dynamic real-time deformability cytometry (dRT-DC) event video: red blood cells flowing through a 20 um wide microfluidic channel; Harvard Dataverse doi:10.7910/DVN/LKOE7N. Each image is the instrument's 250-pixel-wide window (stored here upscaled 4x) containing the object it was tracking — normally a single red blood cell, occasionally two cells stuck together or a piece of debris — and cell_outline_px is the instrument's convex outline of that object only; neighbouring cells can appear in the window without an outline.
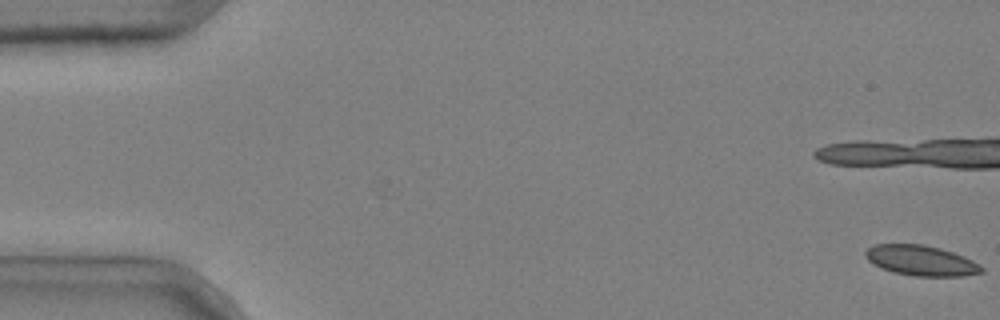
{"species": "common noctule bat (a hibernating species)", "species_latin": "Nyctalus noctula", "temperature_condition": "cold", "stored_images_in_passage": 5, "camera_frame_rate_fps": 3000, "um_per_image_px": 0.085, "animal": {"sex": "male", "body_mass_g": 20.4}, "frame": {"image": 1, "passage_image": 1, "time_ms": 0.0, "image_size_px": [1000, 320], "cell_outline_px": [[984, 272], [964, 276], [916, 276], [892, 272], [880, 268], [872, 264], [864, 256], [864, 252], [868, 248], [876, 244], [924, 244], [940, 248], [964, 256], [980, 264], [984, 268]], "centroid_in_image_um": [78.29, 22.15], "position_along_channel_um": 6.7, "area_um2": 20.69}}